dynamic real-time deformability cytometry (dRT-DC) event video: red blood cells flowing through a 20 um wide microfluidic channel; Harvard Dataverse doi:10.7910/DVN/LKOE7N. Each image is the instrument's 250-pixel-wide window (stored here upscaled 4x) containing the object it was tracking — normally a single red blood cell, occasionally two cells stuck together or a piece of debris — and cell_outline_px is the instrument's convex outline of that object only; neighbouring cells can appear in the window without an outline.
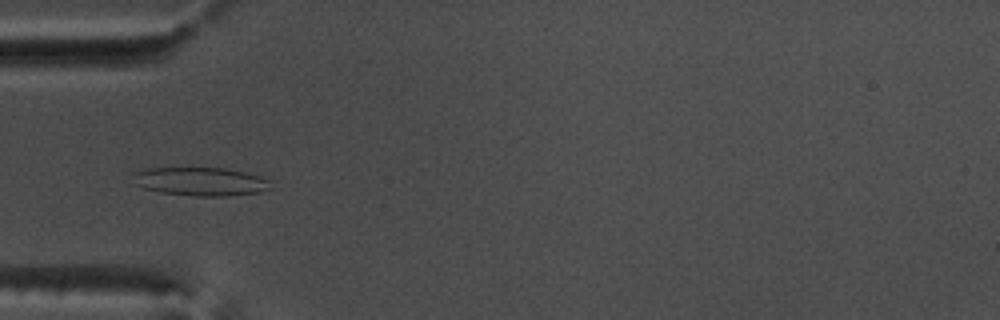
{"species": "common noctule bat (a hibernating species)", "species_latin": "Nyctalus noctula", "temperature_condition": "warm", "stored_images_in_passage": 50, "camera_frame_rate_fps": 3000, "um_per_image_px": 0.085, "animal": {"sex": "male", "body_mass_g": 17.5, "forearm_length_mm": 52.3}, "frame": {"image": 1, "passage_image": 14, "time_ms": 4.333, "image_size_px": [1000, 320], "cell_outline_px": [[272, 188], [260, 192], [228, 196], [192, 196], [160, 192], [144, 188], [132, 184], [132, 172], [148, 168], [228, 168], [260, 176], [268, 180]], "centroid_in_image_um": [17.0, 15.43], "position_along_channel_um": 68.0, "area_um2": 23.12}}
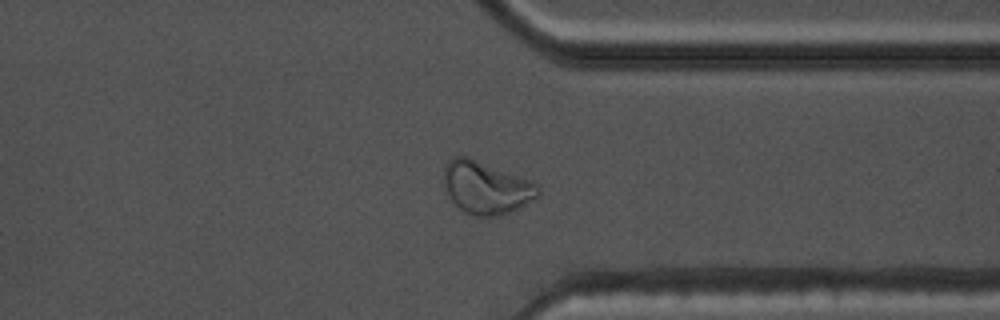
{"frame": {"image": 2, "passage_image": 38, "time_ms": 12.333, "image_size_px": [1000, 320], "cell_outline_px": [[540, 196], [520, 208], [496, 216], [476, 216], [464, 212], [448, 196], [444, 188], [444, 168], [448, 160], [452, 156], [468, 156], [536, 180], [540, 184]], "centroid_in_image_um": [41.38, 15.91], "position_along_channel_um": 370.0, "area_um2": 29.71}}
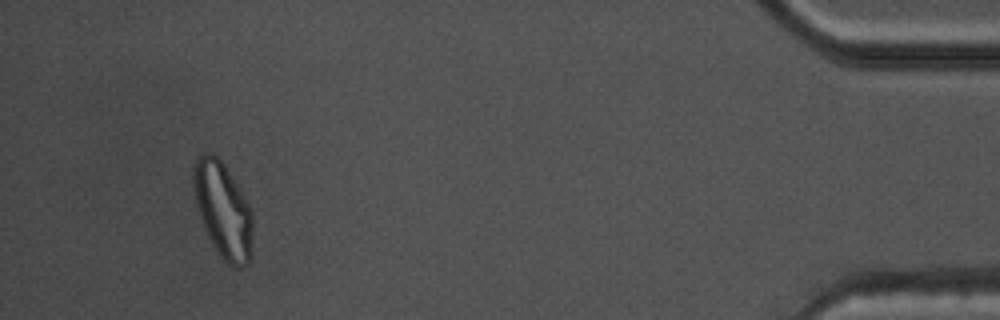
{"frame": {"image": 3, "passage_image": 47, "time_ms": 15.333, "image_size_px": [1000, 320], "cell_outline_px": [[252, 256], [248, 264], [240, 268], [236, 268], [228, 264], [220, 256], [212, 244], [200, 220], [196, 208], [196, 160], [204, 152], [212, 152], [220, 160], [252, 208]], "centroid_in_image_um": [19.01, 17.96], "position_along_channel_um": 416.2, "area_um2": 32.43}, "authors_computed_cell_mechanics": {"area_um2": 24.2471, "velocity_mm_per_s": 3.8022, "shape_relaxation_time_tau1_ms": 5.554, "shape_relaxation_time_tau2_ms": 1.4013, "deformation_change_tau1": 0.1882, "deformation_change_tau2": 0.0825}}